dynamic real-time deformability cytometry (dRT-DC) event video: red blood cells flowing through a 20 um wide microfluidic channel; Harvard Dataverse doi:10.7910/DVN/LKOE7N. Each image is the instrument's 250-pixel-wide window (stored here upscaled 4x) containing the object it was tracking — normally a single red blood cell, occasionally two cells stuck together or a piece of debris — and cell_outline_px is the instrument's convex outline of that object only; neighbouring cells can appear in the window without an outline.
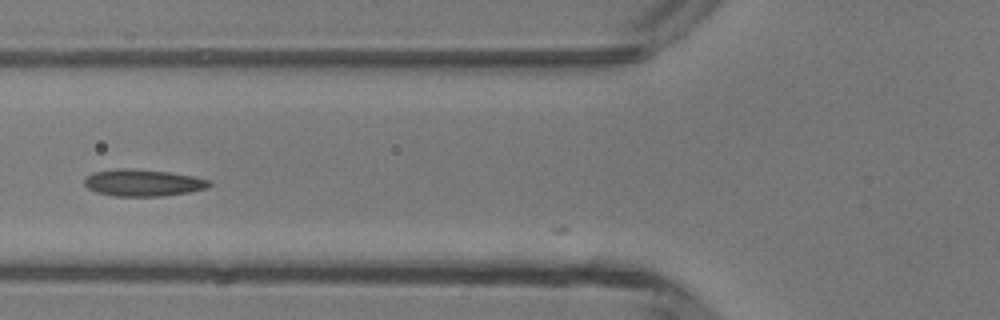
{"species": "common noctule bat (a hibernating species)", "species_latin": "Nyctalus noctula", "temperature_condition": "room temperature", "stored_images_in_passage": 5, "camera_frame_rate_fps": 3000, "um_per_image_px": 0.085, "animal": {"sex": "male", "body_mass_g": 13.3}, "frame": {"image": 1, "passage_image": 3, "time_ms": 0.667, "image_size_px": [1000, 320], "cell_outline_px": [[212, 184], [208, 188], [188, 192], [160, 196], [112, 196], [96, 192], [88, 188], [84, 184], [84, 180], [92, 172], [124, 168], [132, 168], [168, 172], [192, 176], [212, 180]], "centroid_in_image_um": [12.17, 15.53], "position_along_channel_um": 113.6, "area_um2": 19.54}}